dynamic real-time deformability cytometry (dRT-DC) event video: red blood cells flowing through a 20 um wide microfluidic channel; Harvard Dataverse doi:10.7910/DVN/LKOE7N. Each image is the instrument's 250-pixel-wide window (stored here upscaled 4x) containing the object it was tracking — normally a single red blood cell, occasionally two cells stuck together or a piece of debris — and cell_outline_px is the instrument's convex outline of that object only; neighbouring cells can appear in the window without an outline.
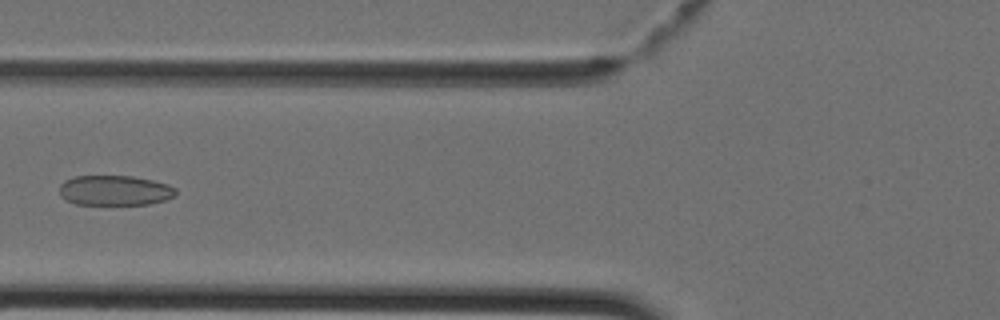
{"species": "Egyptian fruit bat (a non-hibernating species)", "species_latin": "Rousettus aegyptiacus", "temperature_condition": "cold", "stored_images_in_passage": 43, "camera_frame_rate_fps": 3000, "um_per_image_px": 0.085, "animal": {"sex": "female"}, "frame": {"image": 1, "passage_image": 17, "time_ms": 5.333, "image_size_px": [1000, 320], "cell_outline_px": [[176, 196], [164, 200], [148, 204], [76, 204], [60, 196], [60, 184], [64, 180], [72, 176], [132, 176], [152, 180], [168, 184], [176, 188]], "centroid_in_image_um": [9.76, 16.17], "position_along_channel_um": 116.0, "area_um2": 20.4}}
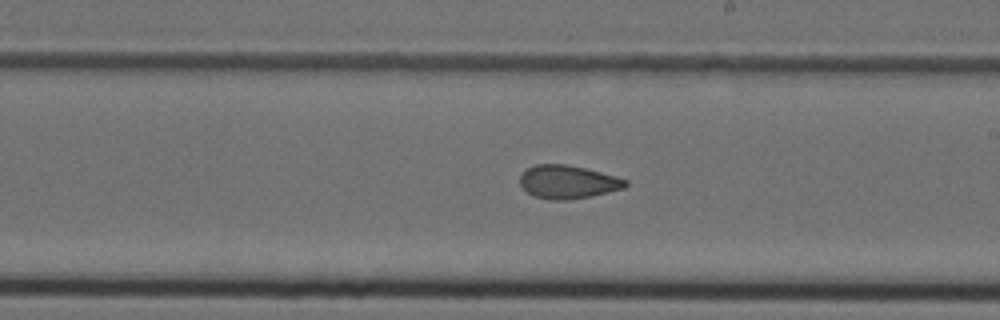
{"frame": {"image": 2, "passage_image": 25, "time_ms": 8.0, "image_size_px": [1000, 320], "cell_outline_px": [[628, 184], [624, 188], [608, 192], [568, 200], [552, 200], [532, 196], [520, 184], [520, 176], [528, 168], [536, 164], [564, 164], [584, 168], [600, 172], [628, 180]], "centroid_in_image_um": [48.25, 15.47], "position_along_channel_um": 240.7, "area_um2": 20.23}}
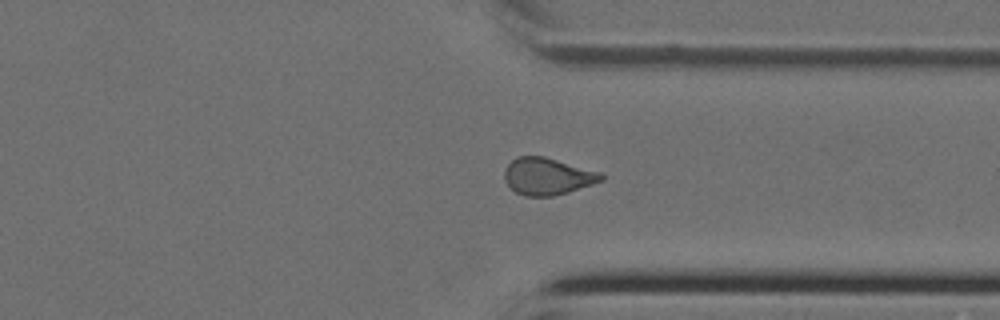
{"frame": {"image": 3, "passage_image": 33, "time_ms": 10.667, "image_size_px": [1000, 320], "cell_outline_px": [[604, 180], [568, 192], [552, 196], [524, 196], [516, 192], [504, 180], [504, 168], [516, 156], [544, 156], [600, 172], [604, 176]], "centroid_in_image_um": [46.51, 14.98], "position_along_channel_um": 364.9, "area_um2": 20.81}}